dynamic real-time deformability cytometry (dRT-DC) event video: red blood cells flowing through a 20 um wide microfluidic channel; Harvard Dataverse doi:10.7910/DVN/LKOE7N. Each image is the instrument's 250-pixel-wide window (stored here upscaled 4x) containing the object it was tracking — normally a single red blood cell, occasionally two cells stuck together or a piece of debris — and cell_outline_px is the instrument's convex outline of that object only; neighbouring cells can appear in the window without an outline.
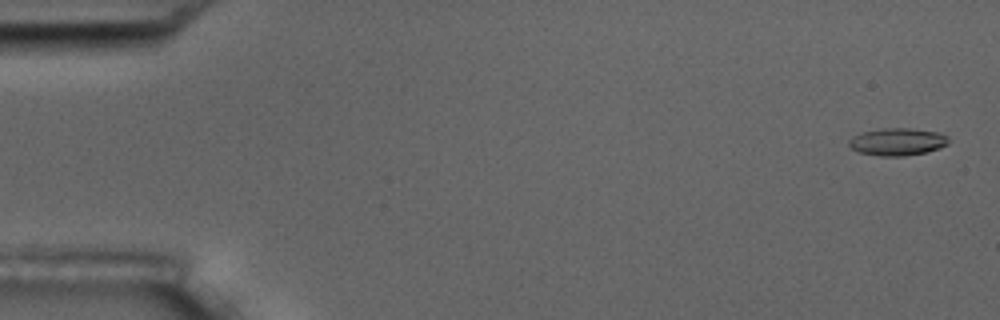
{"species": "common noctule bat (a hibernating species)", "species_latin": "Nyctalus noctula", "temperature_condition": "room temperature", "stored_images_in_passage": 16, "camera_frame_rate_fps": 3000, "um_per_image_px": 0.085, "animal": {"sex": "male", "body_mass_g": 17.5, "forearm_length_mm": 52.3}, "frame": {"image": 1, "passage_image": 1, "time_ms": 0.0, "image_size_px": [1000, 320], "cell_outline_px": [[948, 144], [940, 148], [928, 152], [904, 156], [880, 156], [860, 152], [852, 148], [848, 144], [848, 140], [852, 136], [860, 132], [884, 128], [908, 128], [940, 132], [948, 136]], "centroid_in_image_um": [76.29, 12.04], "position_along_channel_um": 8.7, "area_um2": 16.07}}
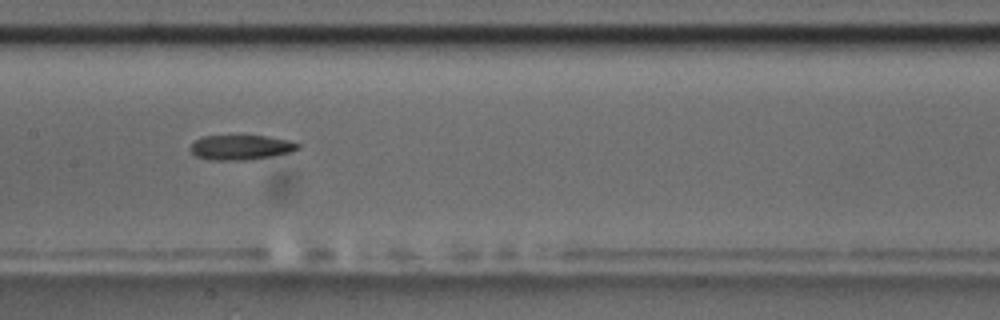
{"frame": {"image": 2, "passage_image": 8, "time_ms": 8.667, "image_size_px": [1000, 320], "cell_outline_px": [[300, 148], [292, 152], [272, 156], [248, 160], [208, 160], [196, 156], [188, 148], [196, 140], [204, 136], [264, 136], [288, 140], [300, 144]], "centroid_in_image_um": [20.48, 12.54], "position_along_channel_um": 186.9, "area_um2": 15.55}}
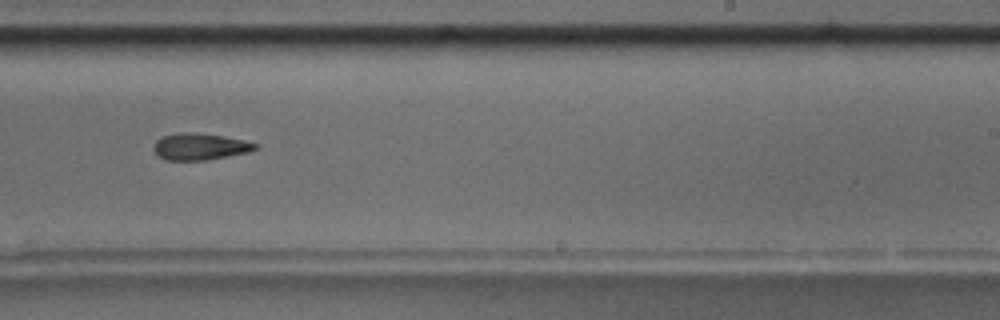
{"frame": {"image": 3, "passage_image": 10, "time_ms": 11.0, "image_size_px": [1000, 320], "cell_outline_px": [[260, 144], [256, 148], [248, 152], [208, 160], [168, 160], [160, 156], [152, 148], [156, 140], [160, 136], [176, 132], [196, 132], [224, 136], [244, 140]], "centroid_in_image_um": [16.98, 12.44], "position_along_channel_um": 272.0, "area_um2": 15.95}, "authors_computed_cell_mechanics": {"area_um2": 16.2418, "velocity_mm_per_s": 3.6556, "shape_relaxation_time_tau1_ms": 4.261, "shape_relaxation_time_tau2_ms": null, "deformation_change_tau1": 0.1173, "deformation_change_tau2": null}}